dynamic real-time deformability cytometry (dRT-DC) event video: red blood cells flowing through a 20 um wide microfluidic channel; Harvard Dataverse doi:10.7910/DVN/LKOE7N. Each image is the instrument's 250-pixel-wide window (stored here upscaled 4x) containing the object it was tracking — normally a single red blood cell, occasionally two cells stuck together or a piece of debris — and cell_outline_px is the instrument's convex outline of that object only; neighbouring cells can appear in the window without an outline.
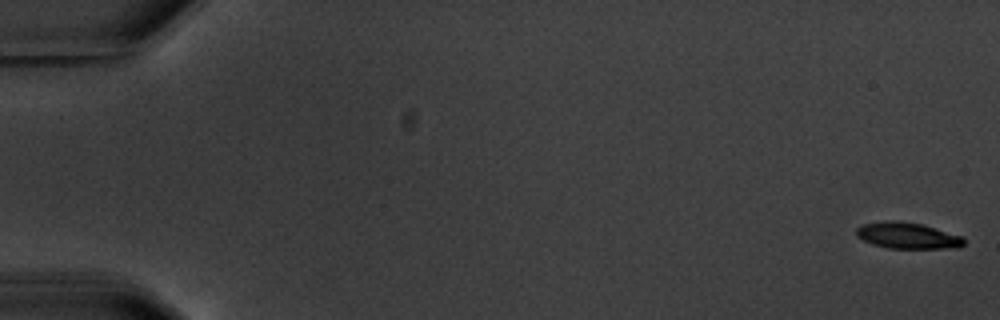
{"species": "common noctule bat (a hibernating species)", "species_latin": "Nyctalus noctula", "temperature_condition": "warm", "stored_images_in_passage": 8, "camera_frame_rate_fps": 3000, "um_per_image_px": 0.085, "animal": {"sex": "male", "body_mass_g": 20.1, "forearm_length_mm": 53.5}, "frame": {"image": 1, "passage_image": 1, "time_ms": 0.0, "image_size_px": [1000, 320], "cell_outline_px": [[964, 244], [960, 248], [888, 248], [872, 244], [856, 236], [856, 228], [864, 224], [884, 220], [896, 220], [924, 224], [960, 236], [964, 240]], "centroid_in_image_um": [77.12, 20.02], "position_along_channel_um": 7.9, "area_um2": 16.47}}
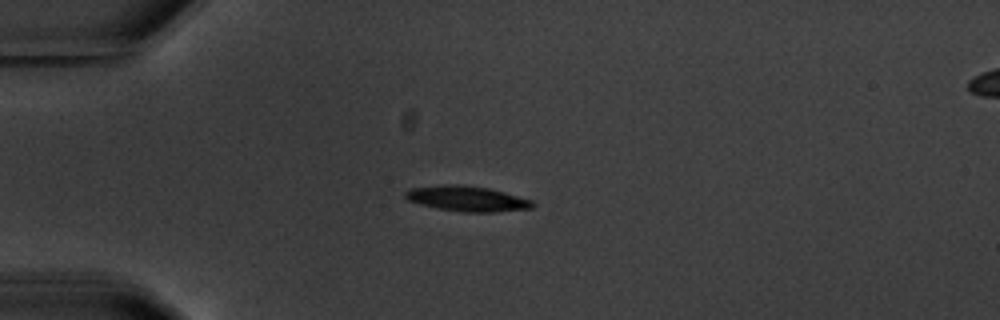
{"frame": {"image": 2, "passage_image": 5, "time_ms": 5.0, "image_size_px": [1000, 320], "cell_outline_px": [[536, 204], [532, 208], [496, 212], [464, 212], [440, 208], [420, 204], [408, 200], [404, 196], [404, 192], [412, 188], [444, 184], [464, 184], [488, 188], [504, 192], [532, 200]], "centroid_in_image_um": [39.72, 16.88], "position_along_channel_um": 45.3, "area_um2": 18.73}}
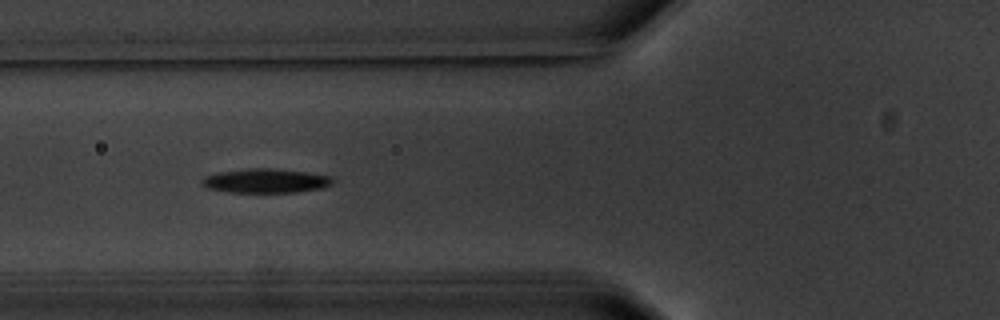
{"frame": {"image": 3, "passage_image": 7, "time_ms": 7.333, "image_size_px": [1000, 320], "cell_outline_px": [[336, 180], [332, 184], [320, 188], [296, 192], [228, 192], [208, 188], [200, 184], [200, 180], [204, 176], [220, 172], [248, 168], [272, 168], [304, 172], [332, 176]], "centroid_in_image_um": [22.57, 15.36], "position_along_channel_um": 103.2, "area_um2": 18.44}}